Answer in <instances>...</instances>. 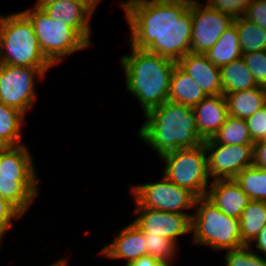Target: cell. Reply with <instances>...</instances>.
I'll use <instances>...</instances> for the list:
<instances>
[{"label":"cell","instance_id":"obj_36","mask_svg":"<svg viewBox=\"0 0 266 266\" xmlns=\"http://www.w3.org/2000/svg\"><path fill=\"white\" fill-rule=\"evenodd\" d=\"M248 246L251 247L253 252L256 251L255 253L257 254L260 252L259 255H261L262 252L263 257L266 258V225L261 229L256 238L249 243Z\"/></svg>","mask_w":266,"mask_h":266},{"label":"cell","instance_id":"obj_23","mask_svg":"<svg viewBox=\"0 0 266 266\" xmlns=\"http://www.w3.org/2000/svg\"><path fill=\"white\" fill-rule=\"evenodd\" d=\"M25 118L21 111L0 102V147L25 143L22 138V130L27 123Z\"/></svg>","mask_w":266,"mask_h":266},{"label":"cell","instance_id":"obj_7","mask_svg":"<svg viewBox=\"0 0 266 266\" xmlns=\"http://www.w3.org/2000/svg\"><path fill=\"white\" fill-rule=\"evenodd\" d=\"M21 12L32 23L43 54L54 66L71 54L91 48L71 27L52 19L42 9L30 6Z\"/></svg>","mask_w":266,"mask_h":266},{"label":"cell","instance_id":"obj_4","mask_svg":"<svg viewBox=\"0 0 266 266\" xmlns=\"http://www.w3.org/2000/svg\"><path fill=\"white\" fill-rule=\"evenodd\" d=\"M27 142L0 147V195L24 215L40 195L39 174Z\"/></svg>","mask_w":266,"mask_h":266},{"label":"cell","instance_id":"obj_17","mask_svg":"<svg viewBox=\"0 0 266 266\" xmlns=\"http://www.w3.org/2000/svg\"><path fill=\"white\" fill-rule=\"evenodd\" d=\"M177 65L198 83L207 96L223 94L220 68L205 54L190 52L183 56Z\"/></svg>","mask_w":266,"mask_h":266},{"label":"cell","instance_id":"obj_39","mask_svg":"<svg viewBox=\"0 0 266 266\" xmlns=\"http://www.w3.org/2000/svg\"><path fill=\"white\" fill-rule=\"evenodd\" d=\"M68 264H69V259L67 257L65 258L63 257V259L62 258L58 260L56 259L55 261L51 262V264L48 266H69Z\"/></svg>","mask_w":266,"mask_h":266},{"label":"cell","instance_id":"obj_14","mask_svg":"<svg viewBox=\"0 0 266 266\" xmlns=\"http://www.w3.org/2000/svg\"><path fill=\"white\" fill-rule=\"evenodd\" d=\"M101 0H59L42 8L45 14L56 21L64 22L71 27L90 47L91 19Z\"/></svg>","mask_w":266,"mask_h":266},{"label":"cell","instance_id":"obj_13","mask_svg":"<svg viewBox=\"0 0 266 266\" xmlns=\"http://www.w3.org/2000/svg\"><path fill=\"white\" fill-rule=\"evenodd\" d=\"M133 223L150 235L167 238L179 246L182 236L191 234L192 214H179L150 208H135Z\"/></svg>","mask_w":266,"mask_h":266},{"label":"cell","instance_id":"obj_30","mask_svg":"<svg viewBox=\"0 0 266 266\" xmlns=\"http://www.w3.org/2000/svg\"><path fill=\"white\" fill-rule=\"evenodd\" d=\"M24 216L15 205L0 195V249L7 231L9 232L14 226L15 221L22 219Z\"/></svg>","mask_w":266,"mask_h":266},{"label":"cell","instance_id":"obj_20","mask_svg":"<svg viewBox=\"0 0 266 266\" xmlns=\"http://www.w3.org/2000/svg\"><path fill=\"white\" fill-rule=\"evenodd\" d=\"M224 96L227 102L228 115L243 120L248 119L266 105V88L261 86Z\"/></svg>","mask_w":266,"mask_h":266},{"label":"cell","instance_id":"obj_25","mask_svg":"<svg viewBox=\"0 0 266 266\" xmlns=\"http://www.w3.org/2000/svg\"><path fill=\"white\" fill-rule=\"evenodd\" d=\"M236 26L242 54L266 50V30L244 17L233 21Z\"/></svg>","mask_w":266,"mask_h":266},{"label":"cell","instance_id":"obj_12","mask_svg":"<svg viewBox=\"0 0 266 266\" xmlns=\"http://www.w3.org/2000/svg\"><path fill=\"white\" fill-rule=\"evenodd\" d=\"M208 172L212 180L233 179L239 172L253 165V145H228L204 140Z\"/></svg>","mask_w":266,"mask_h":266},{"label":"cell","instance_id":"obj_2","mask_svg":"<svg viewBox=\"0 0 266 266\" xmlns=\"http://www.w3.org/2000/svg\"><path fill=\"white\" fill-rule=\"evenodd\" d=\"M142 117L145 120L137 135L158 158L167 152L197 147L204 142L199 136L192 107L167 100Z\"/></svg>","mask_w":266,"mask_h":266},{"label":"cell","instance_id":"obj_37","mask_svg":"<svg viewBox=\"0 0 266 266\" xmlns=\"http://www.w3.org/2000/svg\"><path fill=\"white\" fill-rule=\"evenodd\" d=\"M129 266H164L158 260L150 255H144L137 260H134Z\"/></svg>","mask_w":266,"mask_h":266},{"label":"cell","instance_id":"obj_27","mask_svg":"<svg viewBox=\"0 0 266 266\" xmlns=\"http://www.w3.org/2000/svg\"><path fill=\"white\" fill-rule=\"evenodd\" d=\"M212 139L220 144L254 145L246 121L229 115Z\"/></svg>","mask_w":266,"mask_h":266},{"label":"cell","instance_id":"obj_28","mask_svg":"<svg viewBox=\"0 0 266 266\" xmlns=\"http://www.w3.org/2000/svg\"><path fill=\"white\" fill-rule=\"evenodd\" d=\"M143 233L146 240L147 255L152 256L164 266H173L176 256L179 255L178 246L167 238L150 235L148 232Z\"/></svg>","mask_w":266,"mask_h":266},{"label":"cell","instance_id":"obj_18","mask_svg":"<svg viewBox=\"0 0 266 266\" xmlns=\"http://www.w3.org/2000/svg\"><path fill=\"white\" fill-rule=\"evenodd\" d=\"M193 110L199 136L203 141L212 138L228 116L227 102L223 94L206 96Z\"/></svg>","mask_w":266,"mask_h":266},{"label":"cell","instance_id":"obj_11","mask_svg":"<svg viewBox=\"0 0 266 266\" xmlns=\"http://www.w3.org/2000/svg\"><path fill=\"white\" fill-rule=\"evenodd\" d=\"M191 53L205 54L233 24L234 19L200 0H191Z\"/></svg>","mask_w":266,"mask_h":266},{"label":"cell","instance_id":"obj_9","mask_svg":"<svg viewBox=\"0 0 266 266\" xmlns=\"http://www.w3.org/2000/svg\"><path fill=\"white\" fill-rule=\"evenodd\" d=\"M161 179L131 186L129 190L135 208H150L179 214L194 211L196 196L188 189L179 187L163 174Z\"/></svg>","mask_w":266,"mask_h":266},{"label":"cell","instance_id":"obj_1","mask_svg":"<svg viewBox=\"0 0 266 266\" xmlns=\"http://www.w3.org/2000/svg\"><path fill=\"white\" fill-rule=\"evenodd\" d=\"M128 44L174 62L190 53L191 0H122Z\"/></svg>","mask_w":266,"mask_h":266},{"label":"cell","instance_id":"obj_15","mask_svg":"<svg viewBox=\"0 0 266 266\" xmlns=\"http://www.w3.org/2000/svg\"><path fill=\"white\" fill-rule=\"evenodd\" d=\"M119 229L97 254L109 260L124 259V266H129L134 260L147 255L145 236L133 222Z\"/></svg>","mask_w":266,"mask_h":266},{"label":"cell","instance_id":"obj_33","mask_svg":"<svg viewBox=\"0 0 266 266\" xmlns=\"http://www.w3.org/2000/svg\"><path fill=\"white\" fill-rule=\"evenodd\" d=\"M245 121L254 143L266 139V105Z\"/></svg>","mask_w":266,"mask_h":266},{"label":"cell","instance_id":"obj_6","mask_svg":"<svg viewBox=\"0 0 266 266\" xmlns=\"http://www.w3.org/2000/svg\"><path fill=\"white\" fill-rule=\"evenodd\" d=\"M192 244L214 251L237 249L245 244L240 232V220L227 216L206 197L196 198L191 216Z\"/></svg>","mask_w":266,"mask_h":266},{"label":"cell","instance_id":"obj_32","mask_svg":"<svg viewBox=\"0 0 266 266\" xmlns=\"http://www.w3.org/2000/svg\"><path fill=\"white\" fill-rule=\"evenodd\" d=\"M251 0H205L210 7L230 15L233 19L243 17Z\"/></svg>","mask_w":266,"mask_h":266},{"label":"cell","instance_id":"obj_21","mask_svg":"<svg viewBox=\"0 0 266 266\" xmlns=\"http://www.w3.org/2000/svg\"><path fill=\"white\" fill-rule=\"evenodd\" d=\"M220 75L223 95L258 87L242 57L220 67Z\"/></svg>","mask_w":266,"mask_h":266},{"label":"cell","instance_id":"obj_34","mask_svg":"<svg viewBox=\"0 0 266 266\" xmlns=\"http://www.w3.org/2000/svg\"><path fill=\"white\" fill-rule=\"evenodd\" d=\"M243 17L266 30V0H251Z\"/></svg>","mask_w":266,"mask_h":266},{"label":"cell","instance_id":"obj_22","mask_svg":"<svg viewBox=\"0 0 266 266\" xmlns=\"http://www.w3.org/2000/svg\"><path fill=\"white\" fill-rule=\"evenodd\" d=\"M205 55L219 68L241 58L242 51L236 26L230 25Z\"/></svg>","mask_w":266,"mask_h":266},{"label":"cell","instance_id":"obj_10","mask_svg":"<svg viewBox=\"0 0 266 266\" xmlns=\"http://www.w3.org/2000/svg\"><path fill=\"white\" fill-rule=\"evenodd\" d=\"M50 69L0 63V102L26 115L38 98L36 82Z\"/></svg>","mask_w":266,"mask_h":266},{"label":"cell","instance_id":"obj_19","mask_svg":"<svg viewBox=\"0 0 266 266\" xmlns=\"http://www.w3.org/2000/svg\"><path fill=\"white\" fill-rule=\"evenodd\" d=\"M206 96L198 83L176 64L170 78L168 100L193 108Z\"/></svg>","mask_w":266,"mask_h":266},{"label":"cell","instance_id":"obj_35","mask_svg":"<svg viewBox=\"0 0 266 266\" xmlns=\"http://www.w3.org/2000/svg\"><path fill=\"white\" fill-rule=\"evenodd\" d=\"M253 166L266 169V139L253 145Z\"/></svg>","mask_w":266,"mask_h":266},{"label":"cell","instance_id":"obj_16","mask_svg":"<svg viewBox=\"0 0 266 266\" xmlns=\"http://www.w3.org/2000/svg\"><path fill=\"white\" fill-rule=\"evenodd\" d=\"M205 197L227 216L238 219L251 201L234 179L212 180Z\"/></svg>","mask_w":266,"mask_h":266},{"label":"cell","instance_id":"obj_31","mask_svg":"<svg viewBox=\"0 0 266 266\" xmlns=\"http://www.w3.org/2000/svg\"><path fill=\"white\" fill-rule=\"evenodd\" d=\"M242 58L258 86L266 88V50L244 53Z\"/></svg>","mask_w":266,"mask_h":266},{"label":"cell","instance_id":"obj_3","mask_svg":"<svg viewBox=\"0 0 266 266\" xmlns=\"http://www.w3.org/2000/svg\"><path fill=\"white\" fill-rule=\"evenodd\" d=\"M129 54L121 56L125 90L139 102L145 114L168 100L170 78L176 62L129 44Z\"/></svg>","mask_w":266,"mask_h":266},{"label":"cell","instance_id":"obj_24","mask_svg":"<svg viewBox=\"0 0 266 266\" xmlns=\"http://www.w3.org/2000/svg\"><path fill=\"white\" fill-rule=\"evenodd\" d=\"M239 220L242 241L249 245L266 225V201L251 200Z\"/></svg>","mask_w":266,"mask_h":266},{"label":"cell","instance_id":"obj_38","mask_svg":"<svg viewBox=\"0 0 266 266\" xmlns=\"http://www.w3.org/2000/svg\"><path fill=\"white\" fill-rule=\"evenodd\" d=\"M59 0H36L35 4L32 5L35 8L42 9L43 7L49 5L50 3L56 2Z\"/></svg>","mask_w":266,"mask_h":266},{"label":"cell","instance_id":"obj_26","mask_svg":"<svg viewBox=\"0 0 266 266\" xmlns=\"http://www.w3.org/2000/svg\"><path fill=\"white\" fill-rule=\"evenodd\" d=\"M233 179L250 200L266 201V169L252 165L239 172Z\"/></svg>","mask_w":266,"mask_h":266},{"label":"cell","instance_id":"obj_5","mask_svg":"<svg viewBox=\"0 0 266 266\" xmlns=\"http://www.w3.org/2000/svg\"><path fill=\"white\" fill-rule=\"evenodd\" d=\"M0 63L20 67H55L43 54L30 20L21 12L0 14Z\"/></svg>","mask_w":266,"mask_h":266},{"label":"cell","instance_id":"obj_8","mask_svg":"<svg viewBox=\"0 0 266 266\" xmlns=\"http://www.w3.org/2000/svg\"><path fill=\"white\" fill-rule=\"evenodd\" d=\"M164 162L163 175L179 187L188 189L197 198L205 197L211 185L204 144L167 152L159 157Z\"/></svg>","mask_w":266,"mask_h":266},{"label":"cell","instance_id":"obj_29","mask_svg":"<svg viewBox=\"0 0 266 266\" xmlns=\"http://www.w3.org/2000/svg\"><path fill=\"white\" fill-rule=\"evenodd\" d=\"M223 254L225 266H266V258L253 252L248 245L225 251Z\"/></svg>","mask_w":266,"mask_h":266}]
</instances>
